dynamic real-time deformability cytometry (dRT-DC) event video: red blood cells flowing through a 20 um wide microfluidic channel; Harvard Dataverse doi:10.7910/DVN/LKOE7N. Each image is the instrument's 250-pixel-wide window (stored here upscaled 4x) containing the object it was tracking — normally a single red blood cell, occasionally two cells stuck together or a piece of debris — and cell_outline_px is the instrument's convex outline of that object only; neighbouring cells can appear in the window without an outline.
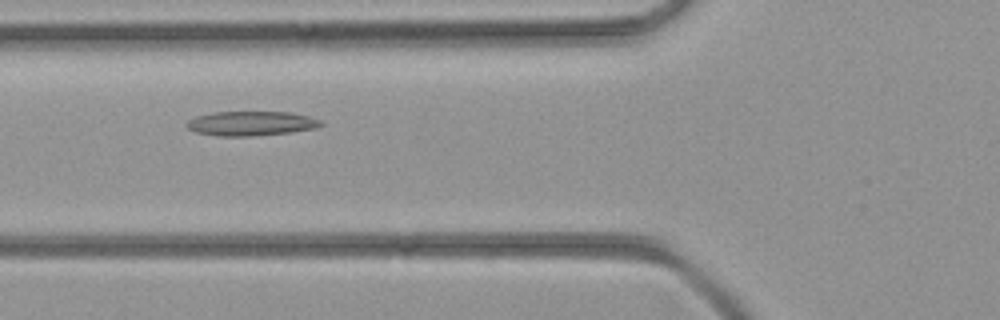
{"species": "common noctule bat (a hibernating species)", "species_latin": "Nyctalus noctula", "temperature_condition": "room temperature", "stored_images_in_passage": 34, "camera_frame_rate_fps": 3000, "um_per_image_px": 0.085, "animal": {"sex": "female", "body_mass_g": 21.9}, "frame": {"image": 1, "passage_image": 10, "time_ms": 3.0, "image_size_px": [1000, 320], "cell_outline_px": [[324, 124], [316, 128], [292, 132], [248, 136], [220, 136], [196, 132], [188, 128], [184, 124], [188, 120], [196, 116], [212, 112], [292, 112], [308, 116], [320, 120]], "centroid_in_image_um": [21.34, 10.49], "position_along_channel_um": 104.5, "area_um2": 19.13}}
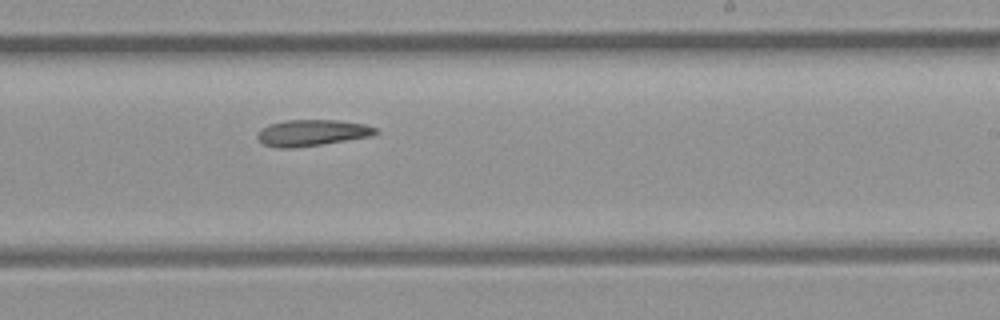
{"frame": {"image": 2, "passage_image": 20, "time_ms": 6.333, "image_size_px": [1000, 320], "cell_outline_px": [[380, 132], [372, 136], [320, 144], [292, 148], [280, 148], [264, 144], [256, 136], [268, 124], [284, 120], [340, 120], [364, 124], [376, 128]], "centroid_in_image_um": [26.55, 11.27], "position_along_channel_um": 262.4, "area_um2": 17.92}}
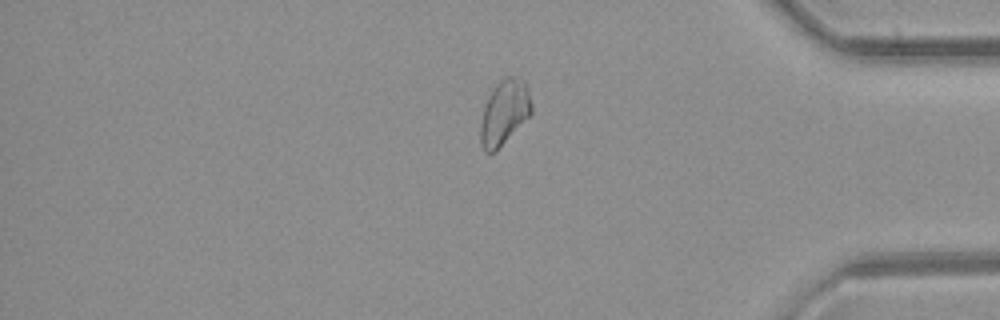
{"frame": {"image": 3, "passage_image": 30, "time_ms": 9.667, "image_size_px": [1000, 320], "cell_outline_px": [[532, 112], [492, 152], [484, 152], [480, 144], [480, 124], [484, 108], [488, 96], [492, 88], [500, 80], [508, 76], [512, 76], [524, 80], [528, 88], [532, 104]], "centroid_in_image_um": [42.85, 9.49], "position_along_channel_um": 392.4, "area_um2": 18.73}}